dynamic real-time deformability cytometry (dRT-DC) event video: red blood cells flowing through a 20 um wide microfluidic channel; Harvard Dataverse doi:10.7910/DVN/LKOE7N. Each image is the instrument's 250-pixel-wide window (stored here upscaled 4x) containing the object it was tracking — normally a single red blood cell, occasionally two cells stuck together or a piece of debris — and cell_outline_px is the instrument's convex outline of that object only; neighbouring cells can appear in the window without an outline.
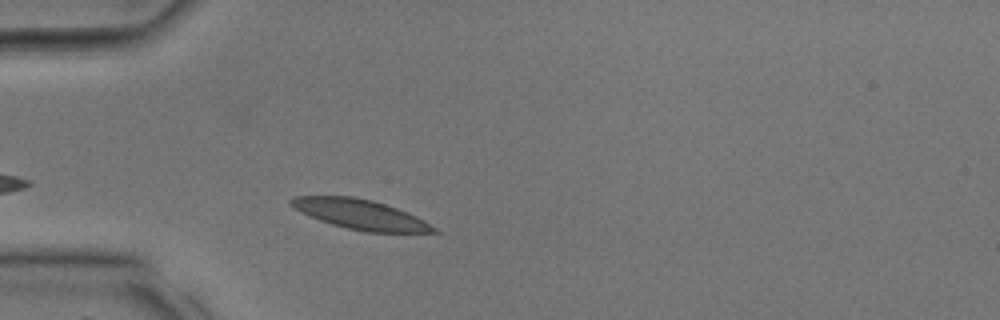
{"species": "common noctule bat (a hibernating species)", "species_latin": "Nyctalus noctula", "temperature_condition": "room temperature", "stored_images_in_passage": 26, "camera_frame_rate_fps": 3000, "um_per_image_px": 0.085, "animal": {"sex": "male", "body_mass_g": 17.9, "forearm_length_mm": 54.2}, "frame": {"image": 1, "passage_image": 4, "time_ms": 1.0, "image_size_px": [1000, 320], "cell_outline_px": [[440, 232], [364, 232], [332, 224], [320, 220], [300, 212], [292, 208], [288, 204], [288, 200], [296, 196], [352, 196], [372, 200], [408, 212], [424, 220], [436, 228]], "centroid_in_image_um": [30.59, 18.21], "position_along_channel_um": 54.4, "area_um2": 24.68}}
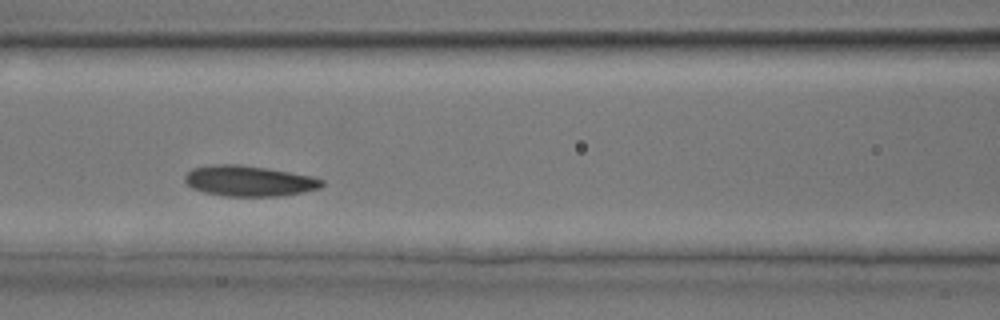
{"frame": {"image": 2, "passage_image": 9, "time_ms": 2.667, "image_size_px": [1000, 320], "cell_outline_px": [[324, 184], [320, 188], [304, 192], [280, 196], [224, 196], [204, 192], [192, 188], [184, 180], [184, 176], [192, 168], [212, 164], [240, 164], [268, 168], [312, 176], [324, 180]], "centroid_in_image_um": [21.17, 15.37], "position_along_channel_um": 145.4, "area_um2": 24.62}}
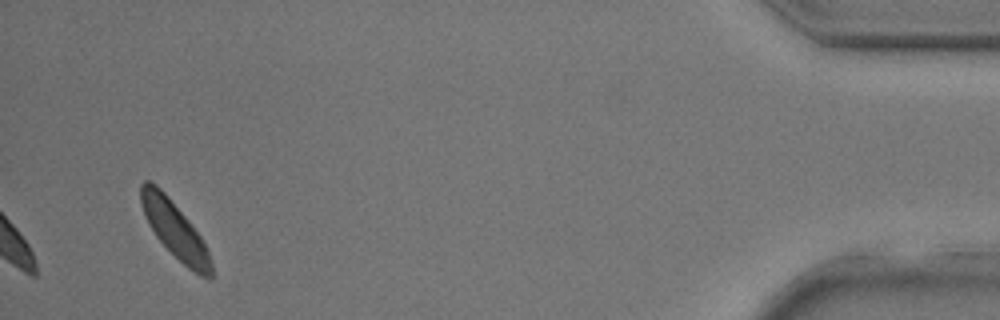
{"frame": {"image": 3, "passage_image": 26, "time_ms": 8.333, "image_size_px": [1000, 320], "cell_outline_px": [[212, 276], [208, 280], [192, 272], [156, 236], [148, 224], [140, 200], [140, 184], [144, 180], [148, 180], [156, 184], [168, 196], [188, 220], [200, 236], [208, 252], [212, 264]], "centroid_in_image_um": [14.85, 19.52], "position_along_channel_um": 420.3, "area_um2": 22.72}}